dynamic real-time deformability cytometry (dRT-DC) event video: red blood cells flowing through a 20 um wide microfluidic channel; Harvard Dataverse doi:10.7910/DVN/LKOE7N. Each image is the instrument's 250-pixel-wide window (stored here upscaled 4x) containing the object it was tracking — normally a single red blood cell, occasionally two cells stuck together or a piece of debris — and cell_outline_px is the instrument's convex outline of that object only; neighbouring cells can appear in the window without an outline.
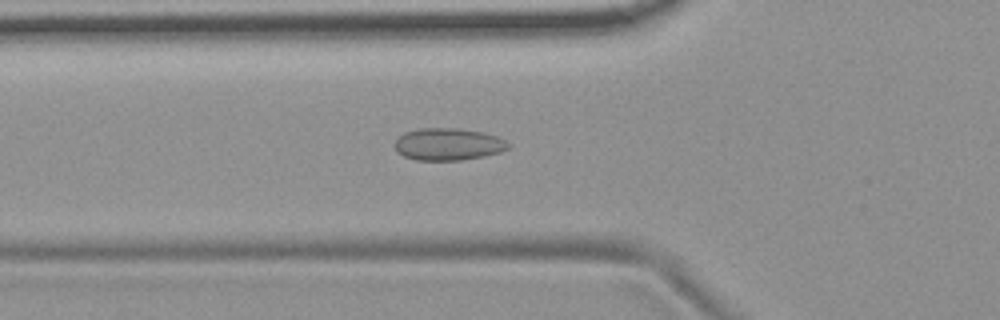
{"species": "common noctule bat (a hibernating species)", "species_latin": "Nyctalus noctula", "temperature_condition": "room temperature", "stored_images_in_passage": 54, "camera_frame_rate_fps": 3000, "um_per_image_px": 0.085, "animal": {"sex": "female", "body_mass_g": 19.9}, "frame": {"image": 1, "passage_image": 19, "time_ms": 6.0, "image_size_px": [1000, 320], "cell_outline_px": [[512, 144], [508, 148], [500, 152], [484, 156], [460, 160], [416, 160], [404, 156], [396, 152], [392, 144], [404, 132], [420, 128], [456, 128], [484, 132], [496, 136]], "centroid_in_image_um": [38.07, 12.26], "position_along_channel_um": 87.7, "area_um2": 21.44}}
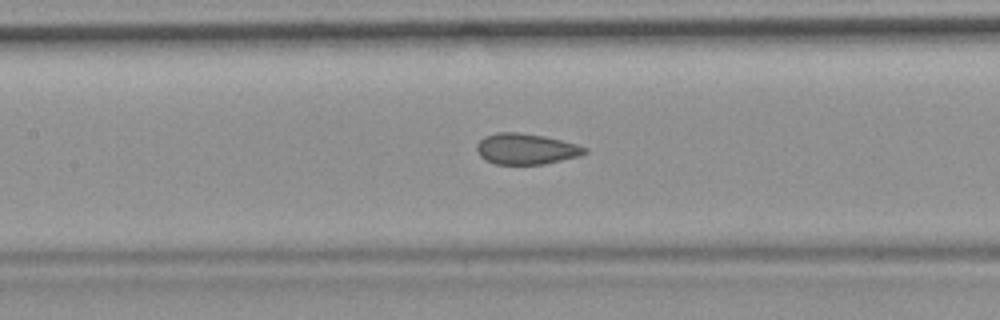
{"frame": {"image": 2, "passage_image": 25, "time_ms": 8.0, "image_size_px": [1000, 320], "cell_outline_px": [[588, 152], [580, 156], [544, 164], [496, 164], [484, 160], [476, 152], [476, 144], [484, 136], [496, 132], [516, 132], [544, 136], [576, 144], [588, 148]], "centroid_in_image_um": [44.69, 12.66], "position_along_channel_um": 162.7, "area_um2": 19.54}}
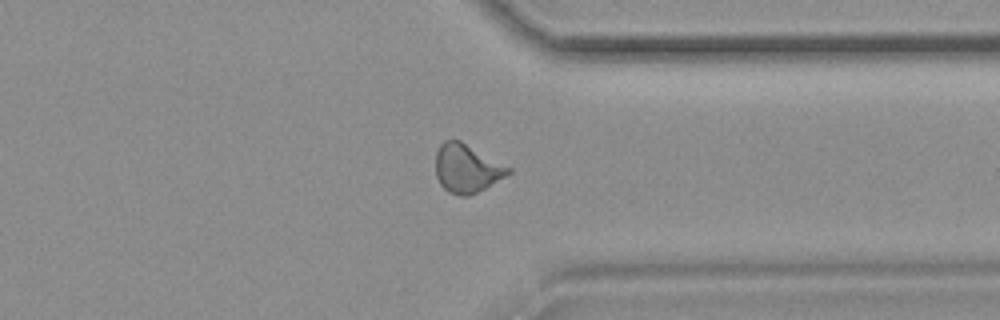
{"frame": {"image": 3, "passage_image": 42, "time_ms": 13.667, "image_size_px": [1000, 320], "cell_outline_px": [[512, 172], [484, 188], [468, 196], [460, 196], [448, 192], [440, 184], [436, 176], [436, 152], [440, 144], [444, 140], [460, 140], [512, 168]], "centroid_in_image_um": [39.66, 14.31], "position_along_channel_um": 371.7, "area_um2": 20.4}, "authors_computed_cell_mechanics": {"area_um2": 20.1722, "velocity_mm_per_s": 3.7305, "shape_relaxation_time_tau1_ms": null, "shape_relaxation_time_tau2_ms": 1.1389, "deformation_change_tau1": null, "deformation_change_tau2": 0.0723}}